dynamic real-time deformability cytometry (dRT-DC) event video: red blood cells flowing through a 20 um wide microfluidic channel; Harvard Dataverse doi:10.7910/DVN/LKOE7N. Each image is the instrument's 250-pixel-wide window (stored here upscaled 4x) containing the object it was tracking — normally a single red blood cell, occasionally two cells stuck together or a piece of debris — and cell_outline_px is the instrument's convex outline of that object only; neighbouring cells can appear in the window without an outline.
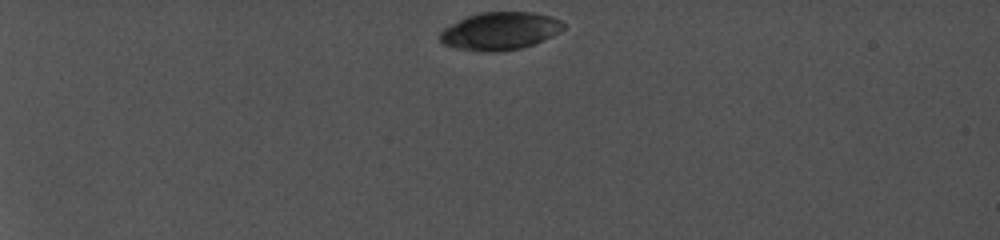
{"species": "common noctule bat (a hibernating species)", "species_latin": "Nyctalus noctula", "temperature_condition": "cold", "stored_images_in_passage": 9, "camera_frame_rate_fps": 5000, "um_per_image_px": 0.085, "animal": {"sex": "female", "body_mass_g": 19.0, "forearm_length_mm": 56.7}, "frame": {"image": 1, "passage_image": 1, "time_ms": 0.0, "image_size_px": [1000, 240], "cell_outline_px": [[564, 28], [560, 32], [544, 40], [520, 48], [496, 52], [484, 52], [456, 48], [444, 44], [440, 40], [440, 32], [444, 28], [468, 16], [480, 12], [532, 12], [552, 16], [560, 20], [564, 24]], "centroid_in_image_um": [42.52, 2.64], "position_along_channel_um": 42.5, "area_um2": 27.05}}
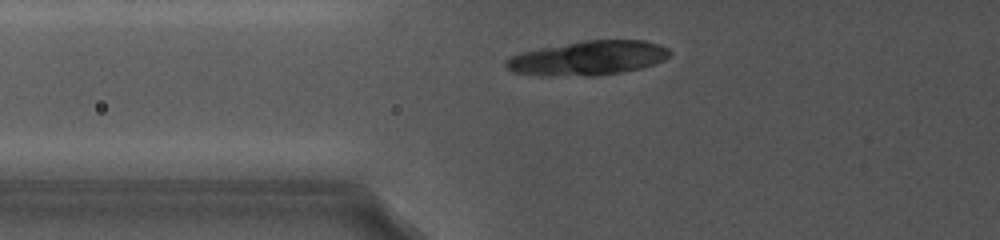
{"frame": {"image": 2, "passage_image": 9, "time_ms": 3.2, "image_size_px": [1000, 240], "cell_outline_px": [[672, 52], [664, 60], [640, 68], [624, 72], [596, 76], [544, 76], [512, 72], [504, 68], [504, 60], [520, 52], [540, 48], [584, 40], [644, 40], [660, 44], [668, 48]], "centroid_in_image_um": [49.96, 4.94], "position_along_channel_um": 75.8, "area_um2": 33.12}}